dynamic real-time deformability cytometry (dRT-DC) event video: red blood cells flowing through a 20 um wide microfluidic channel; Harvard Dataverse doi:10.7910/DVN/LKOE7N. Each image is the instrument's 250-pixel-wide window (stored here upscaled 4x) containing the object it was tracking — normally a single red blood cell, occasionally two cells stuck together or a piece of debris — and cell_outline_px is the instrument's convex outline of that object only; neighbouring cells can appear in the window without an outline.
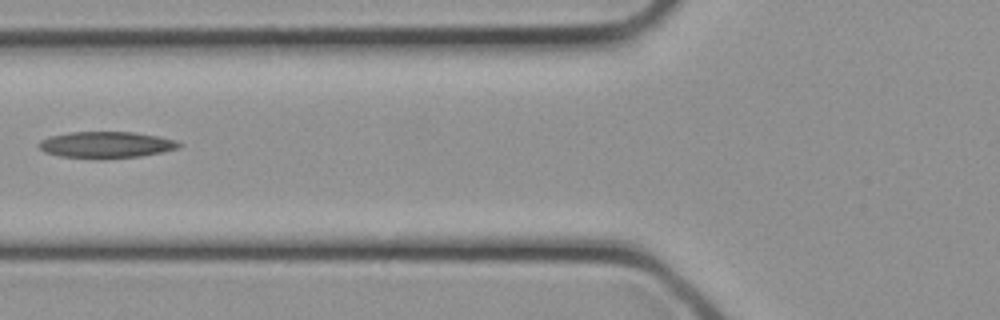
{"species": "common noctule bat (a hibernating species)", "species_latin": "Nyctalus noctula", "temperature_condition": "cold", "stored_images_in_passage": 10, "camera_frame_rate_fps": 3000, "um_per_image_px": 0.085, "animal": {"sex": "female", "body_mass_g": 21.9}, "frame": {"image": 1, "passage_image": 9, "time_ms": 2.667, "image_size_px": [1000, 320], "cell_outline_px": [[184, 144], [180, 148], [140, 156], [60, 156], [44, 152], [36, 144], [40, 140], [48, 136], [68, 132], [132, 132], [156, 136], [176, 140]], "centroid_in_image_um": [9.01, 12.26], "position_along_channel_um": 116.8, "area_um2": 20.81}}